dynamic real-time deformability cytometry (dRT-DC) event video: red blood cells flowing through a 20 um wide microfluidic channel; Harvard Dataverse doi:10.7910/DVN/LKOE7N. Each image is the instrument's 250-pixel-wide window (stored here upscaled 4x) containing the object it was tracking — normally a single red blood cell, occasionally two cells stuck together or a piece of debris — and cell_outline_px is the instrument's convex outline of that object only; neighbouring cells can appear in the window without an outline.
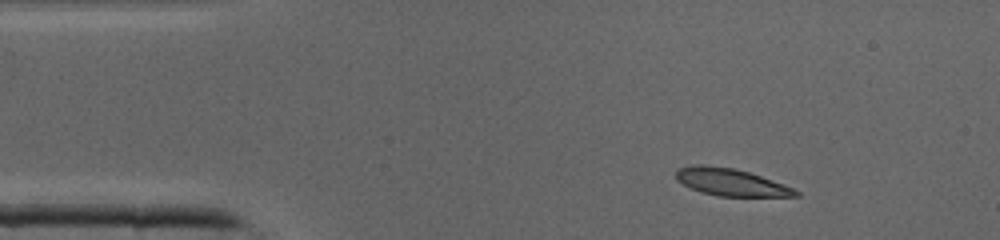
{"species": "common noctule bat (a hibernating species)", "species_latin": "Nyctalus noctula", "temperature_condition": "cold", "stored_images_in_passage": 37, "camera_frame_rate_fps": 3000, "um_per_image_px": 0.085, "animal": {"sex": "male", "body_mass_g": 19.0, "forearm_length_mm": 50.8}, "frame": {"image": 1, "passage_image": 1, "time_ms": 0.0, "image_size_px": [1000, 240], "cell_outline_px": [[800, 196], [720, 196], [700, 192], [676, 180], [676, 172], [680, 168], [696, 164], [704, 164], [732, 168], [748, 172], [760, 176], [792, 188], [800, 192]], "centroid_in_image_um": [62.09, 15.48], "position_along_channel_um": 22.9, "area_um2": 18.61}}
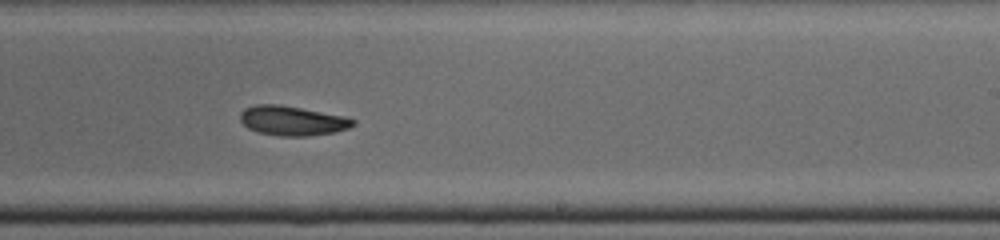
{"frame": {"image": 2, "passage_image": 20, "time_ms": 6.333, "image_size_px": [1000, 240], "cell_outline_px": [[356, 124], [348, 128], [336, 132], [308, 136], [280, 136], [256, 132], [248, 128], [240, 120], [240, 112], [244, 108], [256, 104], [280, 104], [344, 116], [356, 120]], "centroid_in_image_um": [24.84, 10.26], "position_along_channel_um": 264.2, "area_um2": 19.59}}
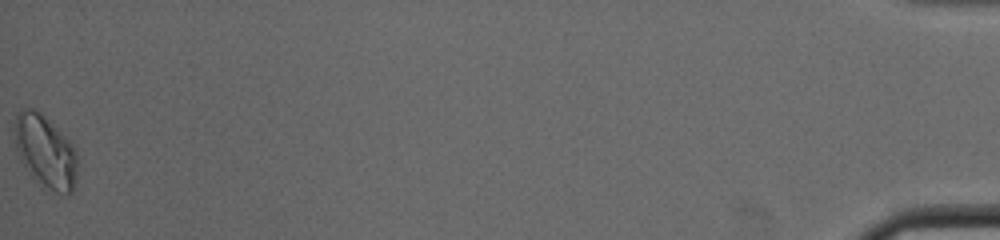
{"frame": {"image": 3, "passage_image": 37, "time_ms": 12.0, "image_size_px": [1000, 240], "cell_outline_px": [[76, 176], [72, 192], [68, 196], [64, 196], [40, 188], [28, 172], [20, 160], [16, 148], [16, 112], [24, 108], [32, 108], [40, 112], [72, 144], [76, 152]], "centroid_in_image_um": [3.86, 12.97], "position_along_channel_um": 431.3, "area_um2": 26.7}}